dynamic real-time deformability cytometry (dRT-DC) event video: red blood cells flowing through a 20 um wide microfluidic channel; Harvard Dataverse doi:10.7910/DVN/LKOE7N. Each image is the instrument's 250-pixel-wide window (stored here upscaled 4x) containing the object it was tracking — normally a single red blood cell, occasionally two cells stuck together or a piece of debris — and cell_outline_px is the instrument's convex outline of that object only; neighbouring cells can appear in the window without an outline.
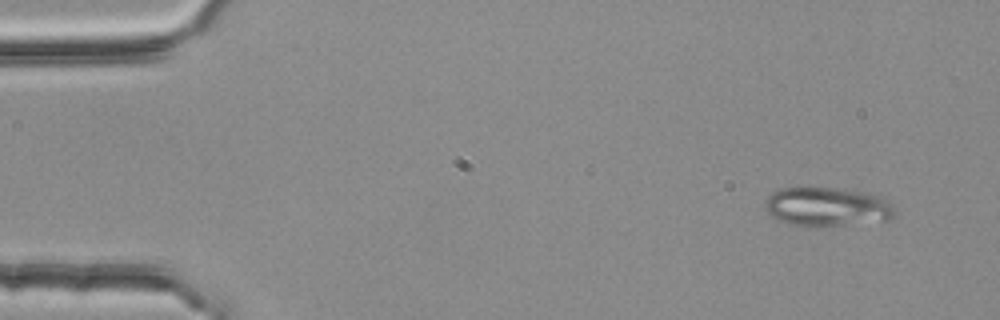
{"species": "common noctule bat (a hibernating species)", "species_latin": "Nyctalus noctula", "temperature_condition": "room temperature", "stored_images_in_passage": 4, "camera_frame_rate_fps": 3000, "um_per_image_px": 0.085, "animal": {"sex": "female", "body_mass_g": 25.1}, "frame": {"image": 1, "passage_image": 1, "time_ms": 0.0, "image_size_px": [1000, 320], "cell_outline_px": [[896, 216], [888, 220], [804, 228], [788, 224], [776, 220], [764, 208], [764, 200], [772, 192], [780, 188], [852, 188], [868, 192], [880, 196], [888, 200], [892, 204], [896, 212]], "centroid_in_image_um": [70.3, 17.58], "position_along_channel_um": 14.7, "area_um2": 30.29}}